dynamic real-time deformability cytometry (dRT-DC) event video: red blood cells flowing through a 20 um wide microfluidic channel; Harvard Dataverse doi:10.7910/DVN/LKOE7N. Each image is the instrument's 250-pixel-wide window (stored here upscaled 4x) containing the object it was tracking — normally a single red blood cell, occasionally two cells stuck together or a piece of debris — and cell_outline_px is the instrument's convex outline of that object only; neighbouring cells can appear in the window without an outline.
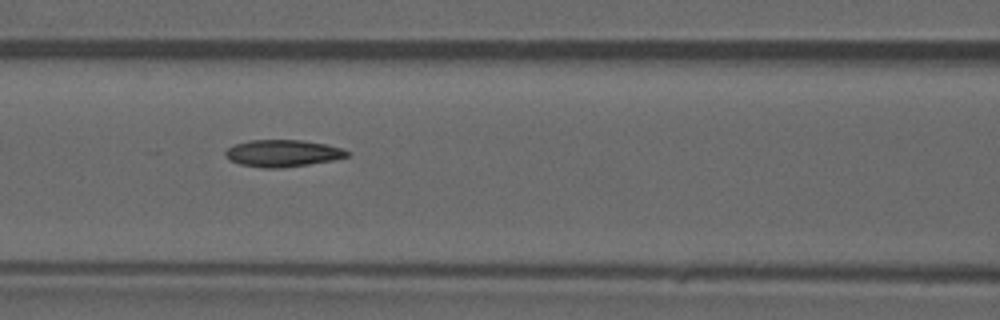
{"species": "common noctule bat (a hibernating species)", "species_latin": "Nyctalus noctula", "temperature_condition": "warm", "stored_images_in_passage": 46, "camera_frame_rate_fps": 3000, "um_per_image_px": 0.085, "animal": {"sex": "male", "forearm_length_mm": 52.5}, "frame": {"image": 1, "passage_image": 20, "time_ms": 6.333, "image_size_px": [1000, 320], "cell_outline_px": [[352, 152], [348, 156], [332, 160], [308, 164], [280, 168], [264, 168], [240, 164], [228, 160], [224, 156], [224, 152], [228, 148], [236, 144], [248, 140], [300, 140], [324, 144], [344, 148]], "centroid_in_image_um": [24.02, 13.02], "position_along_channel_um": 142.6, "area_um2": 19.13}}